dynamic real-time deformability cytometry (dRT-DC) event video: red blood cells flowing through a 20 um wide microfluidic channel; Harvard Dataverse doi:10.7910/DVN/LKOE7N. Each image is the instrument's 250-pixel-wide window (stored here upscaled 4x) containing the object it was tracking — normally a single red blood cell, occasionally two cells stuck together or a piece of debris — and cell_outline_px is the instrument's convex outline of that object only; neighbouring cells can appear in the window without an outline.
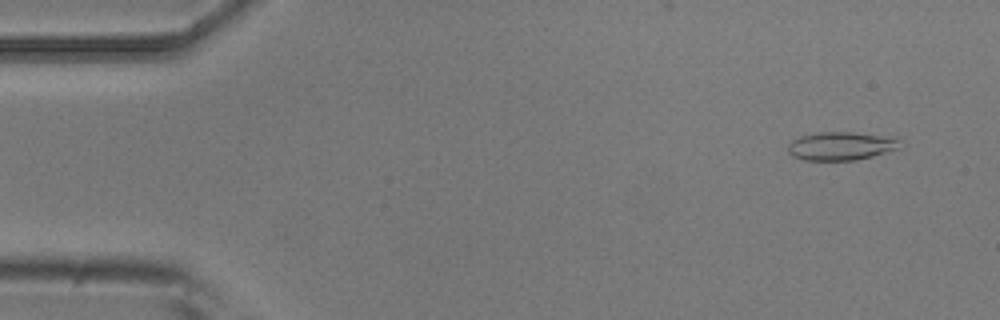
{"species": "common noctule bat (a hibernating species)", "species_latin": "Nyctalus noctula", "temperature_condition": "room temperature", "stored_images_in_passage": 51, "camera_frame_rate_fps": 3000, "um_per_image_px": 0.085, "animal": {"sex": "male", "body_mass_g": 20.5, "forearm_length_mm": 52.5}, "frame": {"image": 1, "passage_image": 4, "time_ms": 1.0, "image_size_px": [1000, 320], "cell_outline_px": [[900, 140], [896, 148], [872, 156], [856, 160], [804, 160], [792, 156], [788, 152], [788, 144], [792, 140], [800, 136], [820, 132], [852, 132], [896, 136]], "centroid_in_image_um": [71.46, 12.4], "position_along_channel_um": 13.5, "area_um2": 18.5}}
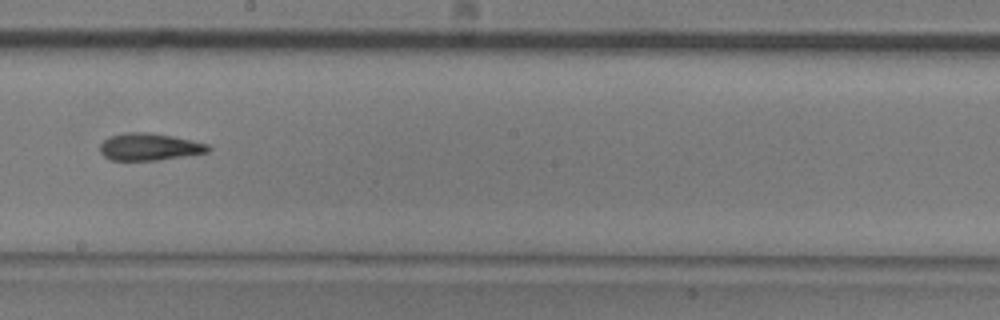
{"frame": {"image": 2, "passage_image": 29, "time_ms": 9.333, "image_size_px": [1000, 320], "cell_outline_px": [[212, 148], [208, 152], [156, 160], [112, 160], [104, 156], [100, 152], [100, 144], [108, 136], [124, 132], [152, 132], [192, 140], [208, 144]], "centroid_in_image_um": [12.68, 12.46], "position_along_channel_um": 235.5, "area_um2": 17.17}}
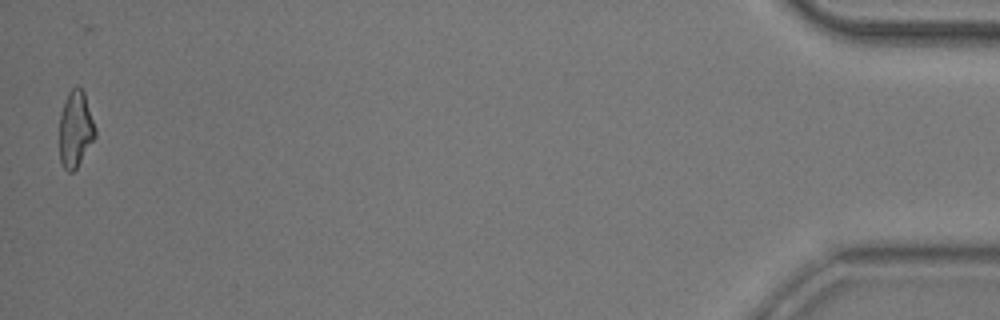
{"frame": {"image": 3, "passage_image": 51, "time_ms": 16.667, "image_size_px": [1000, 320], "cell_outline_px": [[96, 136], [76, 168], [72, 172], [68, 172], [64, 168], [60, 160], [60, 112], [68, 92], [76, 84], [84, 92], [96, 128]], "centroid_in_image_um": [6.42, 10.95], "position_along_channel_um": 428.8, "area_um2": 15.9}, "authors_computed_cell_mechanics": {"area_um2": 17.1088, "velocity_mm_per_s": 3.9405, "shape_relaxation_time_tau1_ms": null, "shape_relaxation_time_tau2_ms": 4.6053, "deformation_change_tau1": null, "deformation_change_tau2": 0.1583}}